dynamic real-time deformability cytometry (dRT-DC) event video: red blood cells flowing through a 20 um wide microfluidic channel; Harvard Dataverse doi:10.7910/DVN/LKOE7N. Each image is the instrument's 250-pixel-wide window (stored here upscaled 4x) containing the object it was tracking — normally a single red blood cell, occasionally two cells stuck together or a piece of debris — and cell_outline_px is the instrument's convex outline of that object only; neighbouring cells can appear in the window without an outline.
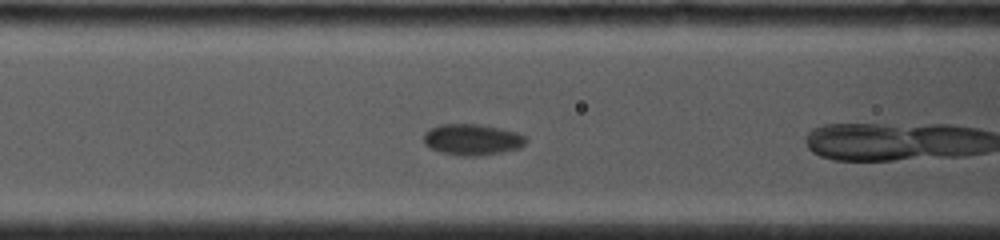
{"species": "common noctule bat (a hibernating species)", "species_latin": "Nyctalus noctula", "temperature_condition": "cold", "stored_images_in_passage": 45, "camera_frame_rate_fps": 4000, "um_per_image_px": 0.085, "animal": {"sex": "female", "body_mass_g": 19.0, "forearm_length_mm": 53.3}, "frame": {"image": 1, "passage_image": 6, "time_ms": 2.0, "image_size_px": [1000, 240], "cell_outline_px": [[528, 140], [520, 148], [504, 152], [476, 156], [460, 156], [440, 152], [428, 148], [424, 144], [424, 132], [428, 128], [440, 124], [480, 124], [500, 128], [516, 132], [524, 136]], "centroid_in_image_um": [40.1, 11.86], "position_along_channel_um": 126.5, "area_um2": 18.84}}
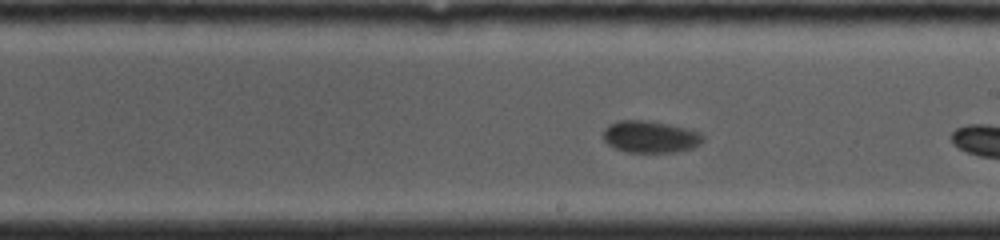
{"frame": {"image": 2, "passage_image": 16, "time_ms": 4.75, "image_size_px": [1000, 240], "cell_outline_px": [[704, 140], [700, 144], [692, 148], [676, 152], [628, 152], [616, 148], [608, 144], [604, 140], [600, 132], [608, 124], [620, 120], [648, 120], [684, 128], [700, 132], [704, 136]], "centroid_in_image_um": [55.24, 11.62], "position_along_channel_um": 233.8, "area_um2": 18.67}}
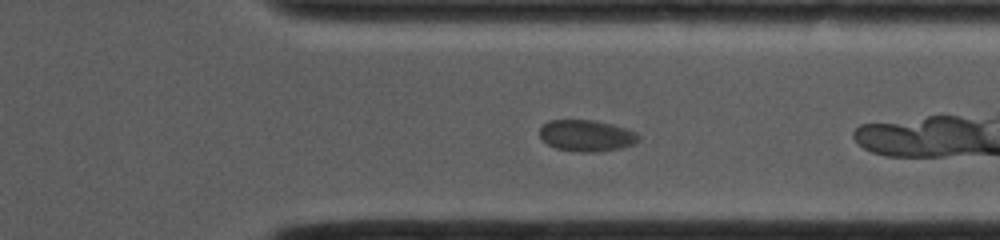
{"frame": {"image": 3, "passage_image": 30, "time_ms": 8.0, "image_size_px": [1000, 240], "cell_outline_px": [[640, 140], [632, 144], [620, 148], [596, 152], [576, 152], [556, 148], [540, 140], [540, 128], [548, 120], [596, 120], [628, 128], [636, 132], [640, 136]], "centroid_in_image_um": [49.85, 11.52], "position_along_channel_um": 361.5, "area_um2": 18.32}, "authors_computed_cell_mechanics": {"area_um2": 18.6694, "velocity_mm_per_s": 3.9118, "shape_relaxation_time_tau1_ms": 0.301, "shape_relaxation_time_tau2_ms": null, "deformation_change_tau1": 0.0671, "deformation_change_tau2": null}}